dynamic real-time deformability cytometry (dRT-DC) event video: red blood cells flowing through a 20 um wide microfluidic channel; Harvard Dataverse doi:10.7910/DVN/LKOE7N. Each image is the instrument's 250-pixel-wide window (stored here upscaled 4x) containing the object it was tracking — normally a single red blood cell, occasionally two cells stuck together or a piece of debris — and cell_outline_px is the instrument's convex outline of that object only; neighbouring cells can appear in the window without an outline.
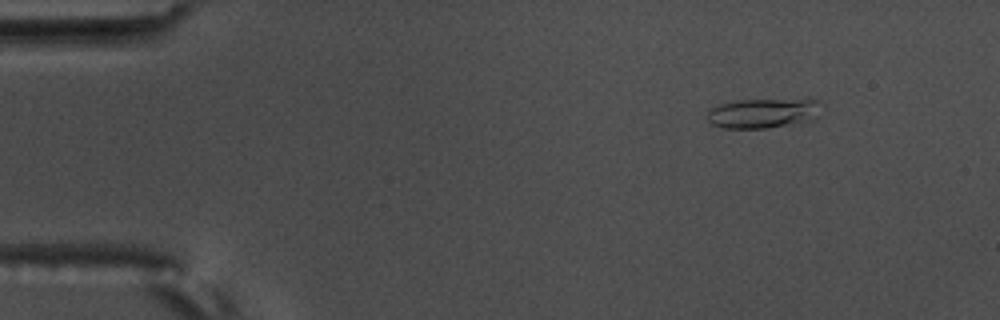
{"species": "common noctule bat (a hibernating species)", "species_latin": "Nyctalus noctula", "temperature_condition": "warm", "stored_images_in_passage": 7, "camera_frame_rate_fps": 3000, "um_per_image_px": 0.085, "animal": {"sex": "male", "body_mass_g": 17.5, "forearm_length_mm": 52.3}, "frame": {"image": 1, "passage_image": 3, "time_ms": 0.667, "image_size_px": [1000, 320], "cell_outline_px": [[824, 104], [820, 116], [812, 120], [764, 128], [724, 128], [712, 124], [708, 120], [708, 112], [712, 108], [720, 104], [736, 100], [820, 100]], "centroid_in_image_um": [64.93, 9.62], "position_along_channel_um": 20.1, "area_um2": 19.71}}